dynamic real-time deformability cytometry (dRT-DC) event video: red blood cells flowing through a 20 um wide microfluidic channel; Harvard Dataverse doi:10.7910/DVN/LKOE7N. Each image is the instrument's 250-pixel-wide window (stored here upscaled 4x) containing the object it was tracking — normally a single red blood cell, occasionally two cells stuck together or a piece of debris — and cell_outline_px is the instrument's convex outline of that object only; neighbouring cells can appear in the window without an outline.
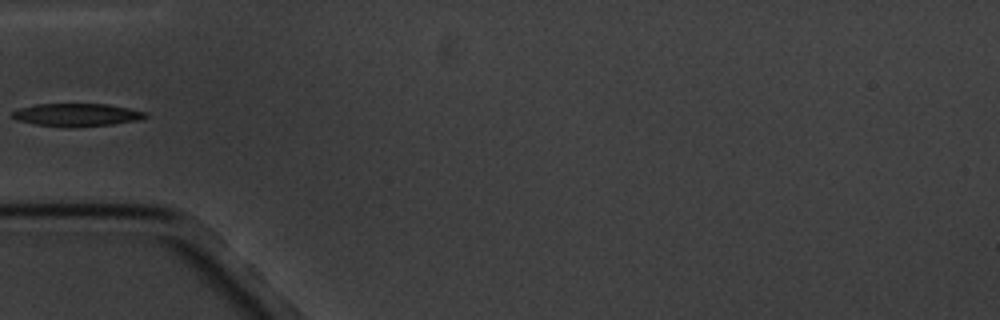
{"species": "common noctule bat (a hibernating species)", "species_latin": "Nyctalus noctula", "temperature_condition": "cold", "stored_images_in_passage": 3, "camera_frame_rate_fps": 3000, "um_per_image_px": 0.085, "animal": {"sex": "male", "body_mass_g": 20.1, "forearm_length_mm": 53.5}, "frame": {"image": 1, "passage_image": 3, "time_ms": 3.0, "image_size_px": [1000, 320], "cell_outline_px": [[148, 116], [136, 120], [112, 124], [68, 128], [64, 128], [36, 124], [16, 120], [12, 116], [12, 112], [20, 108], [36, 104], [108, 104], [148, 112]], "centroid_in_image_um": [6.51, 9.77], "position_along_channel_um": 78.5, "area_um2": 17.74}}